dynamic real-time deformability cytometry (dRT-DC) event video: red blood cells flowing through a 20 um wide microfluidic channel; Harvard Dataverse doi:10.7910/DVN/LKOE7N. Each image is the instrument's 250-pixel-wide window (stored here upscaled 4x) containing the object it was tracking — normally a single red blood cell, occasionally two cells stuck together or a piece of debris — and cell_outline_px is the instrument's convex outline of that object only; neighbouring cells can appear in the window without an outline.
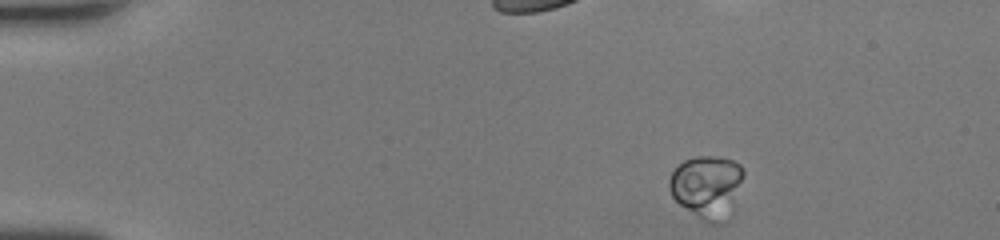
{"species": "human", "species_latin": "Homo sapiens", "temperature_condition": "room temperature", "stored_images_in_passage": 42, "camera_frame_rate_fps": 3000, "um_per_image_px": 0.085, "donor": {"sex": "female"}, "frame": {"image": 1, "passage_image": 1, "time_ms": 0.0, "image_size_px": [1000, 240], "cell_outline_px": [[744, 176], [724, 220], [720, 224], [712, 224], [704, 220], [680, 204], [672, 196], [668, 188], [668, 180], [672, 172], [684, 160], [696, 156], [716, 156], [732, 160], [740, 164], [744, 168]], "centroid_in_image_um": [60.06, 15.81], "position_along_channel_um": 24.9, "area_um2": 26.53}}
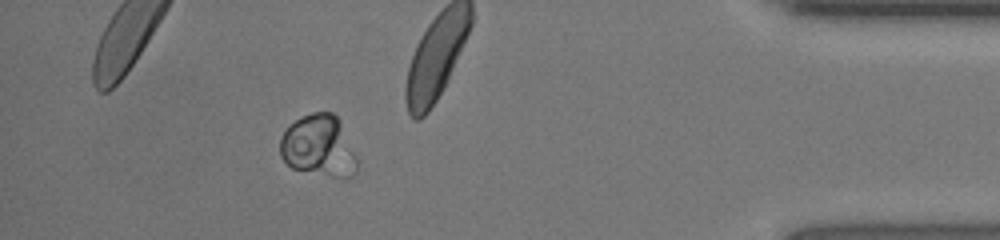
{"frame": {"image": 2, "passage_image": 38, "time_ms": 12.333, "image_size_px": [1000, 240], "cell_outline_px": [[356, 172], [352, 176], [344, 180], [292, 168], [280, 156], [280, 140], [284, 132], [296, 120], [312, 112], [332, 112], [340, 120], [356, 156]], "centroid_in_image_um": [27.12, 12.44], "position_along_channel_um": 408.1, "area_um2": 27.63}}